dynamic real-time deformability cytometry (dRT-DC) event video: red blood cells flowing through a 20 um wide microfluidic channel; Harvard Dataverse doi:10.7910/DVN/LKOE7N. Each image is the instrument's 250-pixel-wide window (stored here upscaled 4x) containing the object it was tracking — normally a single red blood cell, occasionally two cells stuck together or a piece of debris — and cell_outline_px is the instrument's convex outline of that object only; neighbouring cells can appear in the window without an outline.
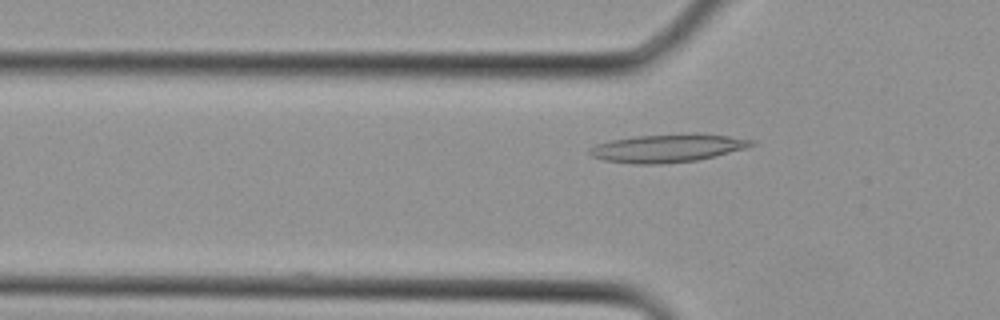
{"species": "Egyptian fruit bat (a non-hibernating species)", "species_latin": "Rousettus aegyptiacus", "temperature_condition": "cold", "stored_images_in_passage": 3, "camera_frame_rate_fps": 3000, "um_per_image_px": 0.085, "animal": {"sex": "female"}, "frame": {"image": 1, "passage_image": 3, "time_ms": 0.667, "image_size_px": [1000, 320], "cell_outline_px": [[756, 144], [748, 148], [716, 156], [696, 160], [664, 164], [632, 164], [604, 160], [592, 156], [588, 152], [588, 148], [596, 144], [612, 140], [636, 136], [692, 132], [700, 132], [756, 140]], "centroid_in_image_um": [56.8, 12.58], "position_along_channel_um": 69.0, "area_um2": 27.05}}